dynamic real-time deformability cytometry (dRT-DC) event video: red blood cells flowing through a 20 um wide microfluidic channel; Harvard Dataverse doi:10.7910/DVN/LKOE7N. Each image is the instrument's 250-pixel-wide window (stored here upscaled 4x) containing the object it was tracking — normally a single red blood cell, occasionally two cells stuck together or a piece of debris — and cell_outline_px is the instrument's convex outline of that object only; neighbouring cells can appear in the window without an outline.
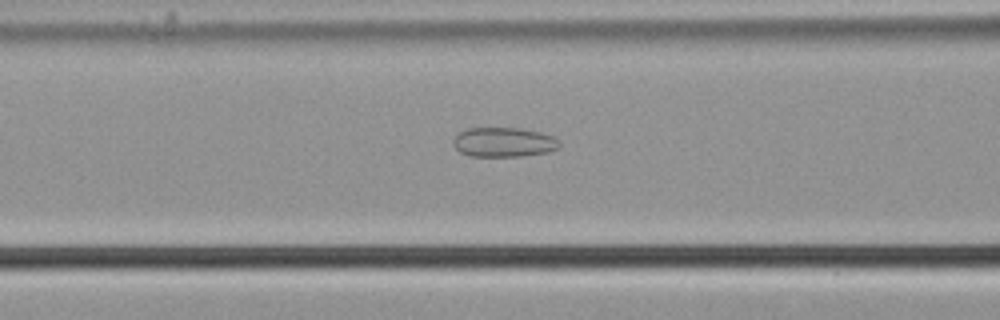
{"species": "common noctule bat (a hibernating species)", "species_latin": "Nyctalus noctula", "temperature_condition": "cold", "stored_images_in_passage": 56, "camera_frame_rate_fps": 3000, "um_per_image_px": 0.085, "animal": {"sex": "male", "body_mass_g": 21.5, "forearm_length_mm": 52.0}, "frame": {"image": 1, "passage_image": 23, "time_ms": 7.333, "image_size_px": [1000, 320], "cell_outline_px": [[560, 148], [548, 152], [524, 156], [468, 156], [460, 152], [456, 148], [452, 140], [460, 132], [468, 128], [520, 128], [540, 132], [552, 136], [560, 140]], "centroid_in_image_um": [42.85, 12.09], "position_along_channel_um": 123.8, "area_um2": 18.38}}
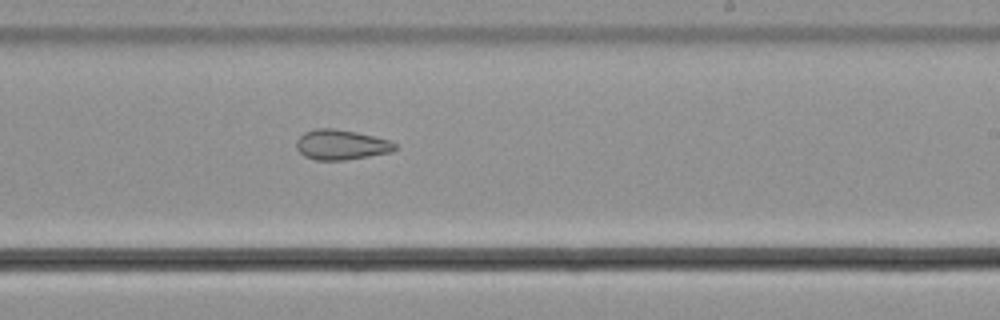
{"frame": {"image": 2, "passage_image": 34, "time_ms": 11.0, "image_size_px": [1000, 320], "cell_outline_px": [[396, 148], [392, 152], [344, 160], [316, 160], [304, 156], [296, 148], [296, 140], [304, 132], [316, 128], [332, 128], [356, 132], [392, 140], [396, 144]], "centroid_in_image_um": [29.0, 12.3], "position_along_channel_um": 260.0, "area_um2": 17.34}}
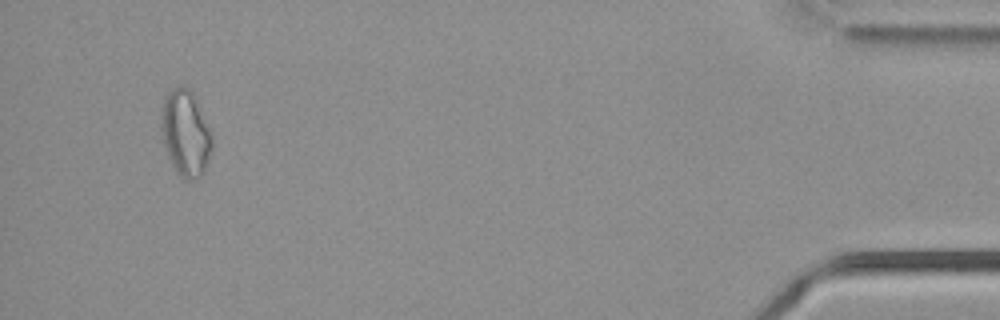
{"frame": {"image": 3, "passage_image": 53, "time_ms": 17.333, "image_size_px": [1000, 320], "cell_outline_px": [[212, 148], [208, 160], [200, 176], [196, 180], [188, 180], [180, 176], [172, 164], [168, 156], [164, 144], [160, 128], [160, 124], [164, 100], [168, 92], [172, 88], [188, 88], [192, 92], [208, 128], [212, 140]], "centroid_in_image_um": [15.75, 11.36], "position_along_channel_um": 419.5, "area_um2": 24.74}, "authors_computed_cell_mechanics": {"area_um2": 22.3975, "velocity_mm_per_s": 3.7193, "shape_relaxation_time_tau1_ms": null, "shape_relaxation_time_tau2_ms": 2.6085, "deformation_change_tau1": null, "deformation_change_tau2": 0.102}}